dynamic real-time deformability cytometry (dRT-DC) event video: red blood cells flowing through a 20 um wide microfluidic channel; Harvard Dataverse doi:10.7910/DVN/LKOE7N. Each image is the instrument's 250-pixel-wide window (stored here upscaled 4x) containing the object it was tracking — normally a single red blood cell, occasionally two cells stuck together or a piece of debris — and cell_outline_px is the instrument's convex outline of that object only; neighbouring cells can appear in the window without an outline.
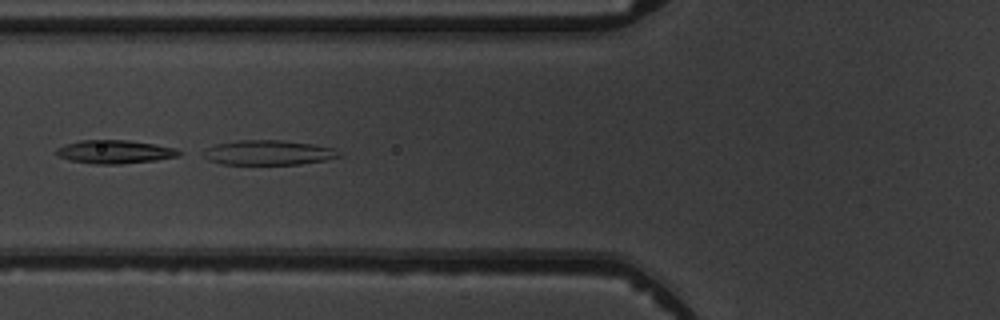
{"species": "common noctule bat (a hibernating species)", "species_latin": "Nyctalus noctula", "temperature_condition": "warm", "stored_images_in_passage": 8, "camera_frame_rate_fps": 3000, "um_per_image_px": 0.085, "animal": {"sex": "male", "body_mass_g": 19.5, "forearm_length_mm": 54.6}, "frame": {"image": 1, "passage_image": 6, "time_ms": 6.667, "image_size_px": [1000, 320], "cell_outline_px": [[344, 156], [324, 160], [300, 164], [224, 164], [208, 160], [196, 152], [204, 148], [216, 144], [236, 140], [284, 140], [312, 144], [332, 148]], "centroid_in_image_um": [22.71, 12.97], "position_along_channel_um": 103.1, "area_um2": 19.83}}
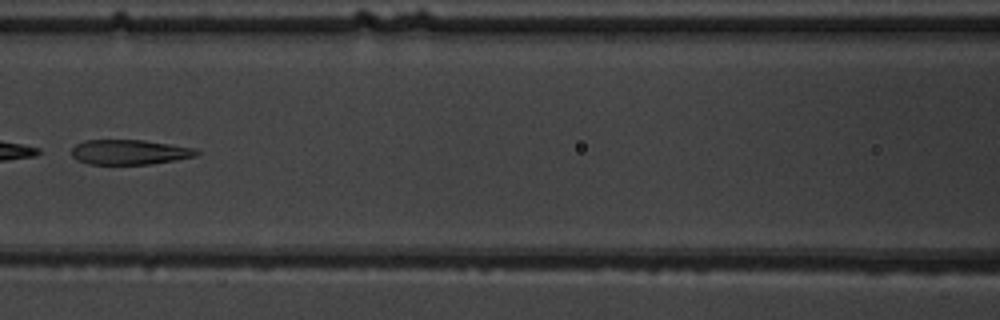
{"frame": {"image": 2, "passage_image": 7, "time_ms": 8.0, "image_size_px": [1000, 320], "cell_outline_px": [[200, 152], [196, 156], [176, 160], [152, 164], [88, 164], [76, 160], [72, 156], [72, 148], [76, 144], [84, 140], [144, 140], [196, 148]], "centroid_in_image_um": [11.01, 12.93], "position_along_channel_um": 155.6, "area_um2": 18.26}}
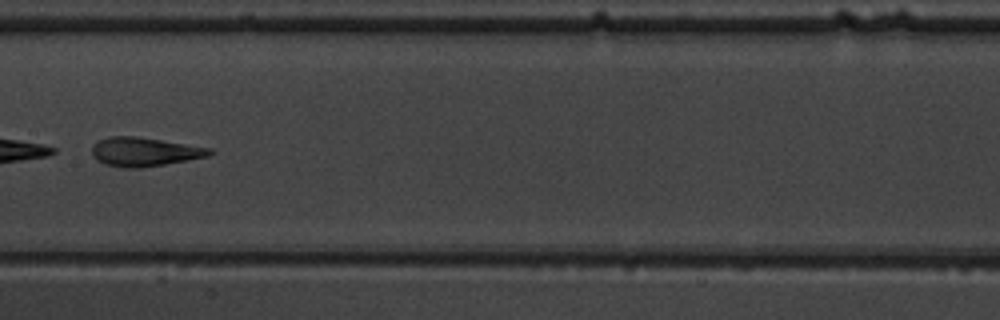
{"frame": {"image": 3, "passage_image": 8, "time_ms": 9.0, "image_size_px": [1000, 320], "cell_outline_px": [[216, 152], [208, 156], [188, 160], [140, 168], [124, 168], [104, 164], [96, 160], [92, 156], [92, 144], [108, 136], [136, 136], [212, 148]], "centroid_in_image_um": [12.26, 12.9], "position_along_channel_um": 195.1, "area_um2": 19.94}}